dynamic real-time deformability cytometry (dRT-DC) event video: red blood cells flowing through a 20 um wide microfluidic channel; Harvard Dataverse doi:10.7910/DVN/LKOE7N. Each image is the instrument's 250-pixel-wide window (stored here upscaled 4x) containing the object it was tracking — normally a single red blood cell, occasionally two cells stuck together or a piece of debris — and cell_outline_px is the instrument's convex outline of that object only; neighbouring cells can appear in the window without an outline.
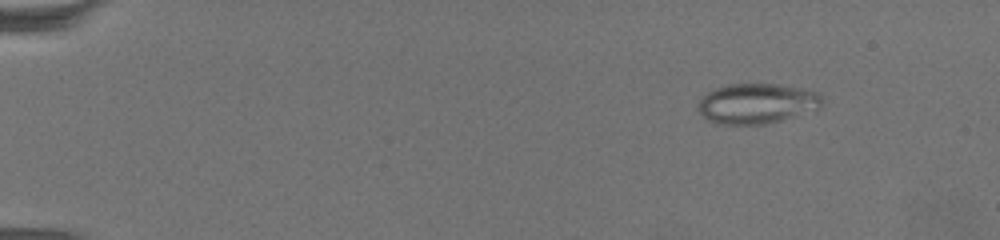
{"species": "common noctule bat (a hibernating species)", "species_latin": "Nyctalus noctula", "temperature_condition": "warm", "stored_images_in_passage": 58, "camera_frame_rate_fps": 3000, "um_per_image_px": 0.085, "animal": {"sex": "female", "body_mass_g": 19.5, "forearm_length_mm": 54.1}, "frame": {"image": 1, "passage_image": 1, "time_ms": 0.0, "image_size_px": [1000, 240], "cell_outline_px": [[824, 96], [820, 108], [780, 120], [764, 124], [720, 124], [708, 120], [700, 116], [696, 104], [708, 92], [716, 88], [732, 84], [780, 84], [804, 88], [820, 92]], "centroid_in_image_um": [64.35, 8.79], "position_along_channel_um": 20.7, "area_um2": 29.19}}
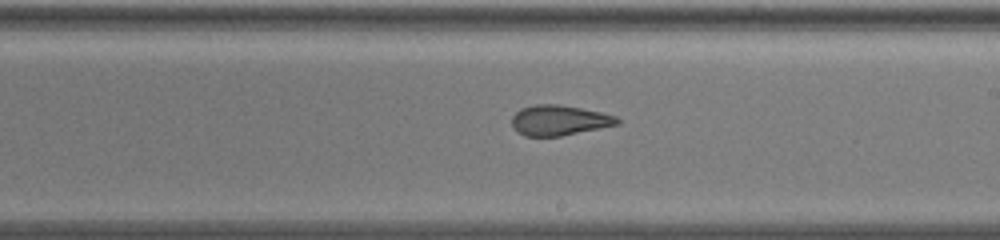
{"frame": {"image": 2, "passage_image": 33, "time_ms": 10.667, "image_size_px": [1000, 240], "cell_outline_px": [[620, 124], [560, 136], [524, 136], [516, 132], [512, 124], [512, 116], [520, 108], [536, 104], [560, 104], [600, 112], [616, 116], [620, 120]], "centroid_in_image_um": [47.51, 10.22], "position_along_channel_um": 241.5, "area_um2": 18.61}}
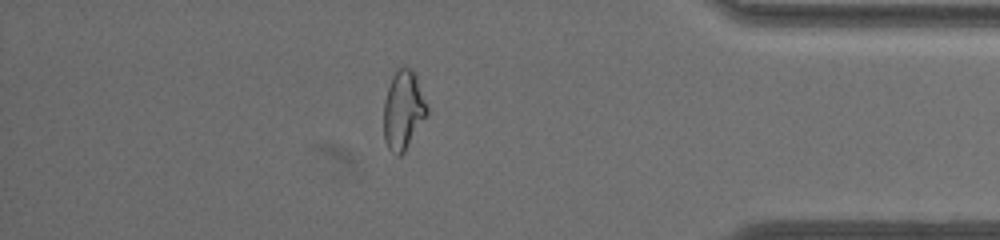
{"frame": {"image": 3, "passage_image": 50, "time_ms": 16.333, "image_size_px": [1000, 240], "cell_outline_px": [[428, 112], [404, 152], [400, 156], [396, 156], [388, 148], [384, 140], [384, 100], [392, 76], [400, 68], [412, 68], [416, 76], [428, 104]], "centroid_in_image_um": [34.28, 9.37], "position_along_channel_um": 400.9, "area_um2": 19.77}, "authors_computed_cell_mechanics": {"area_um2": 20.3745, "velocity_mm_per_s": 3.2704, "shape_relaxation_time_tau1_ms": null, "shape_relaxation_time_tau2_ms": 1.6825, "deformation_change_tau1": null, "deformation_change_tau2": 0.0975}}